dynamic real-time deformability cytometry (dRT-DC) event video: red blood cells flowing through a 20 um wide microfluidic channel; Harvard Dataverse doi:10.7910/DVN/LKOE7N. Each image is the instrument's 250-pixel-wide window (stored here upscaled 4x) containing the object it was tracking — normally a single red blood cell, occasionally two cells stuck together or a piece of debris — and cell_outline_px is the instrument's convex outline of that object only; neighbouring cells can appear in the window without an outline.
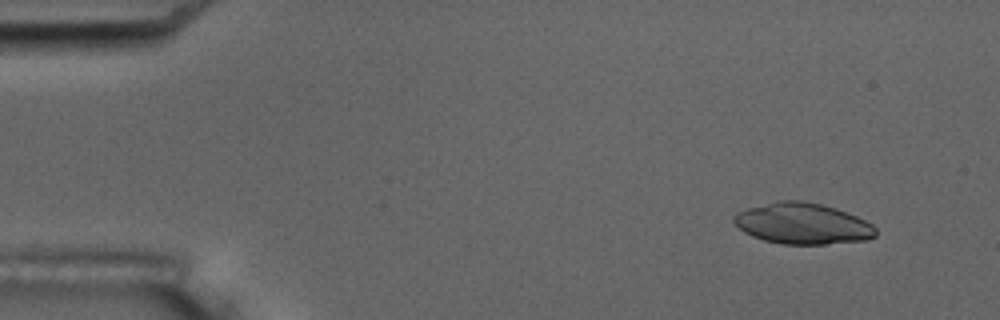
{"species": "common noctule bat (a hibernating species)", "species_latin": "Nyctalus noctula", "temperature_condition": "room temperature", "stored_images_in_passage": 7, "camera_frame_rate_fps": 3000, "um_per_image_px": 0.085, "animal": {"sex": "male", "body_mass_g": 17.5, "forearm_length_mm": 52.3}, "frame": {"image": 1, "passage_image": 1, "time_ms": 0.0, "image_size_px": [1000, 320], "cell_outline_px": [[876, 236], [868, 240], [824, 244], [784, 244], [764, 240], [752, 236], [744, 232], [732, 220], [732, 216], [736, 212], [748, 208], [780, 200], [800, 200], [820, 204], [836, 208], [856, 216], [872, 224], [876, 228]], "centroid_in_image_um": [68.22, 19.01], "position_along_channel_um": 16.8, "area_um2": 33.87}}